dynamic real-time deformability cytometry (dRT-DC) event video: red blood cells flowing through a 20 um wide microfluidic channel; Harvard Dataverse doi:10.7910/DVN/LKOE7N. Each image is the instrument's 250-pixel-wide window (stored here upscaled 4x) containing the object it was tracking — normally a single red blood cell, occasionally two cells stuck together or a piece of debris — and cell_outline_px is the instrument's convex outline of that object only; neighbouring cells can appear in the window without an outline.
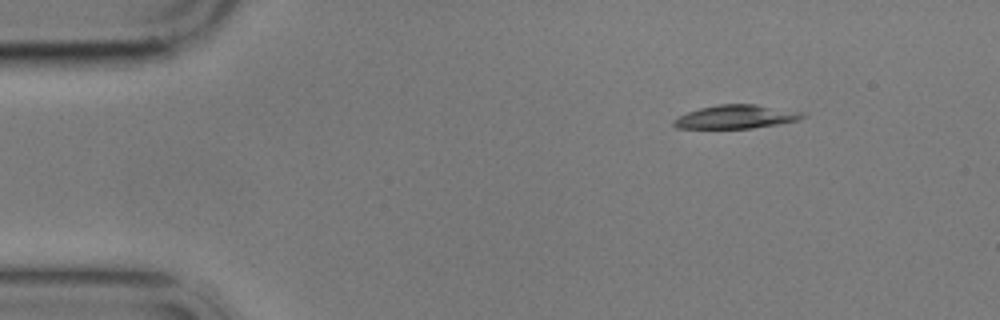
{"species": "common noctule bat (a hibernating species)", "species_latin": "Nyctalus noctula", "temperature_condition": "cold", "stored_images_in_passage": 3, "camera_frame_rate_fps": 3000, "um_per_image_px": 0.085, "animal": {"sex": "male", "body_mass_g": 17.9}, "frame": {"image": 1, "passage_image": 1, "time_ms": 0.0, "image_size_px": [1000, 320], "cell_outline_px": [[808, 116], [800, 120], [780, 124], [752, 128], [676, 128], [672, 124], [672, 120], [688, 112], [700, 108], [716, 104], [756, 104], [804, 112]], "centroid_in_image_um": [62.62, 9.92], "position_along_channel_um": 22.4, "area_um2": 17.86}}